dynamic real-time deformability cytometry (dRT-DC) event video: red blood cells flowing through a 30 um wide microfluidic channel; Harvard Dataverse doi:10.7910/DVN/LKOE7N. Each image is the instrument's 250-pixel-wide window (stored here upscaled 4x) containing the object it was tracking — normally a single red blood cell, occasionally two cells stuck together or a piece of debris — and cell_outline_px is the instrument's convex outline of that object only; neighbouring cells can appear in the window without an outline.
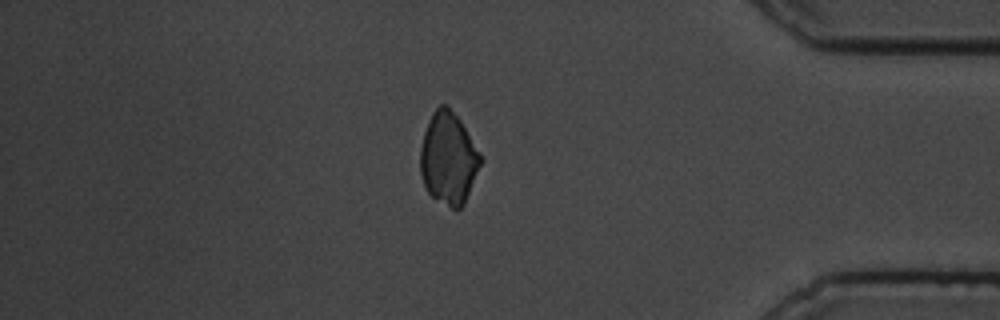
{"species": "common noctule bat (a hibernating species)", "species_latin": "Nyctalus noctula", "temperature_condition": "cold", "stored_images_in_passage": 44, "camera_frame_rate_fps": 3000, "um_per_image_px": 0.085, "animal": {"sex": "male", "body_mass_g": 19.5, "forearm_length_mm": 54.6}, "frame": {"image": 1, "passage_image": 36, "time_ms": 11.667, "image_size_px": [1000, 320], "cell_outline_px": [[484, 160], [464, 204], [456, 212], [432, 196], [428, 192], [424, 184], [420, 172], [420, 148], [424, 132], [428, 120], [432, 112], [440, 104], [448, 104], [460, 120]], "centroid_in_image_um": [38.12, 13.47], "position_along_channel_um": 397.1, "area_um2": 32.6}}